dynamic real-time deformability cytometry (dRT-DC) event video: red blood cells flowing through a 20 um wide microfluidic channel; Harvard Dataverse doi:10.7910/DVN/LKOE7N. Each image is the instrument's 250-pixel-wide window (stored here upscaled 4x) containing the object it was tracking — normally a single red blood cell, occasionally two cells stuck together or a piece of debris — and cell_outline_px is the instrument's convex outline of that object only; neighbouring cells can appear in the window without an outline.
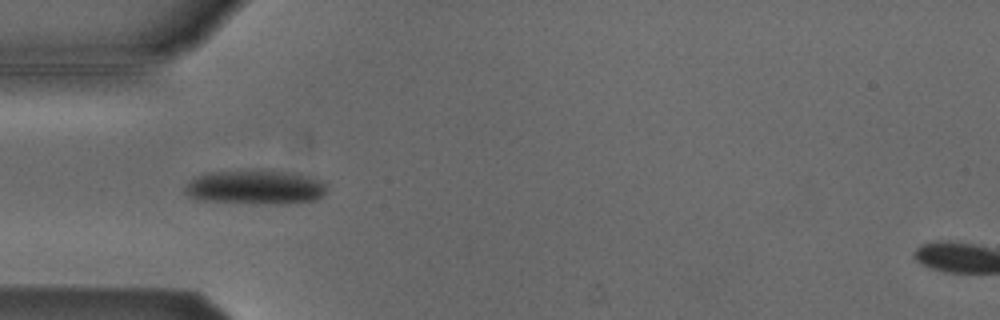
{"species": "Egyptian fruit bat (a non-hibernating species)", "species_latin": "Rousettus aegyptiacus", "temperature_condition": "cold", "stored_images_in_passage": 52, "camera_frame_rate_fps": 3000, "um_per_image_px": 0.085, "animal": {"sex": "male"}, "frame": {"image": 1, "passage_image": 15, "time_ms": 4.667, "image_size_px": [1000, 320], "cell_outline_px": [[328, 188], [316, 200], [288, 204], [256, 204], [196, 200], [188, 196], [184, 192], [184, 188], [192, 176], [208, 172], [296, 172], [312, 176], [324, 180], [328, 184]], "centroid_in_image_um": [21.72, 15.94], "position_along_channel_um": 63.3, "area_um2": 28.67}}
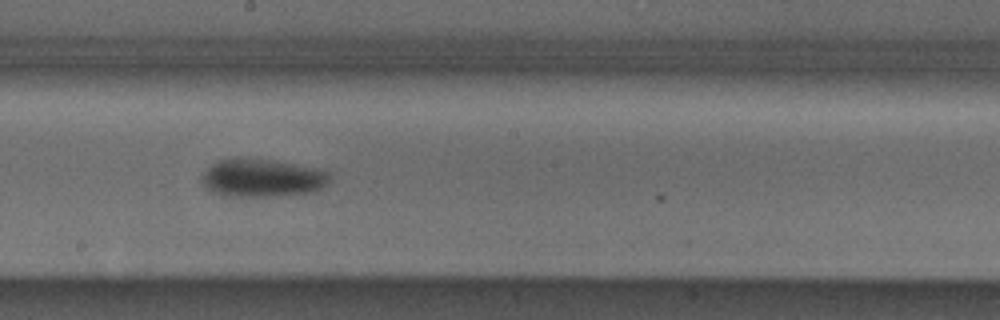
{"frame": {"image": 2, "passage_image": 28, "time_ms": 9.0, "image_size_px": [1000, 320], "cell_outline_px": [[332, 172], [328, 184], [312, 192], [276, 196], [220, 196], [212, 192], [200, 180], [200, 176], [212, 164], [220, 160], [240, 156], [272, 160], [320, 168]], "centroid_in_image_um": [22.3, 15.11], "position_along_channel_um": 225.9, "area_um2": 28.9}}
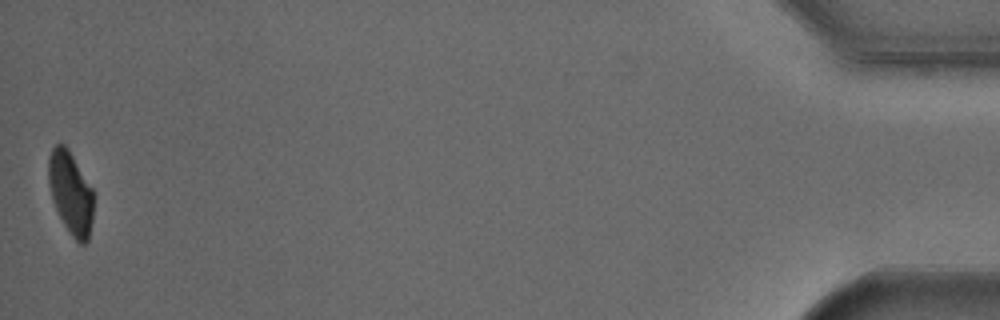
{"frame": {"image": 3, "passage_image": 52, "time_ms": 17.0, "image_size_px": [1000, 320], "cell_outline_px": [[92, 220], [88, 240], [84, 244], [80, 244], [72, 236], [64, 224], [52, 200], [48, 184], [48, 156], [52, 148], [56, 144], [64, 144], [68, 148], [92, 188]], "centroid_in_image_um": [5.98, 16.37], "position_along_channel_um": 429.2, "area_um2": 21.5}, "authors_computed_cell_mechanics": {"area_um2": 25.721, "velocity_mm_per_s": 3.7863, "shape_relaxation_time_tau1_ms": 2.3894, "shape_relaxation_time_tau2_ms": null, "deformation_change_tau1": 0.1218, "deformation_change_tau2": null}}